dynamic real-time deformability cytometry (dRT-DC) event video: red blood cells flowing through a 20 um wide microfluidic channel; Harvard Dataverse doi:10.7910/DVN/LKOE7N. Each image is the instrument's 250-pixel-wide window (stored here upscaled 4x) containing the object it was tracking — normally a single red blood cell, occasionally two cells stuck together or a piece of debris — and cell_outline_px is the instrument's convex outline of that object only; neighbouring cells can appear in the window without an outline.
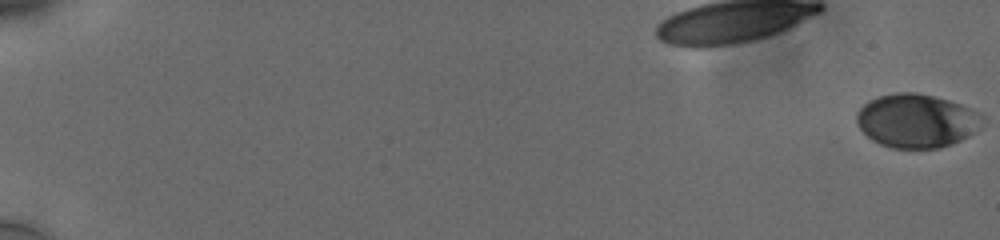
{"species": "human", "species_latin": "Homo sapiens", "temperature_condition": "cold", "stored_images_in_passage": 65, "camera_frame_rate_fps": 3000, "um_per_image_px": 0.085, "donor": {"sex": "male"}, "frame": {"image": 1, "passage_image": 1, "time_ms": 0.0, "image_size_px": [1000, 240], "cell_outline_px": [[976, 112], [972, 132], [968, 136], [952, 144], [940, 148], [892, 148], [880, 144], [872, 140], [860, 128], [856, 120], [856, 112], [868, 100], [876, 96], [896, 92], [916, 92], [948, 100], [960, 104]], "centroid_in_image_um": [77.75, 10.26], "position_along_channel_um": 7.3, "area_um2": 38.38}}
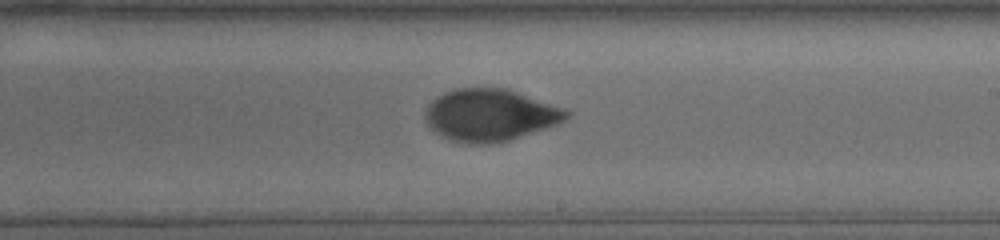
{"frame": {"image": 2, "passage_image": 48, "time_ms": 12.333, "image_size_px": [1000, 240], "cell_outline_px": [[572, 112], [564, 120], [556, 124], [508, 140], [488, 144], [468, 144], [452, 140], [436, 132], [428, 124], [424, 116], [424, 112], [428, 104], [436, 96], [444, 92], [456, 88], [508, 88], [568, 108]], "centroid_in_image_um": [41.68, 9.75], "position_along_channel_um": 247.3, "area_um2": 43.0}}
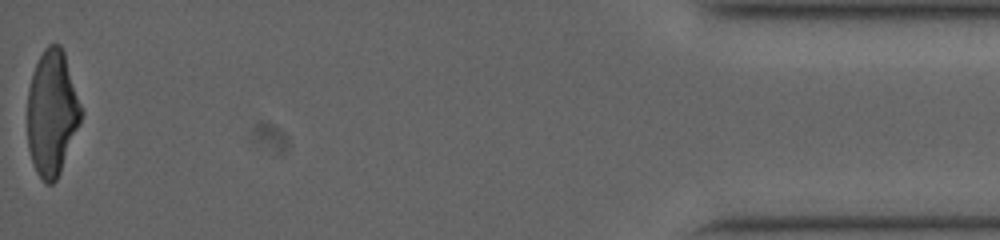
{"frame": {"image": 3, "passage_image": 64, "time_ms": 17.667, "image_size_px": [1000, 240], "cell_outline_px": [[80, 124], [60, 172], [56, 180], [52, 184], [44, 184], [36, 172], [32, 164], [28, 148], [28, 88], [32, 72], [44, 48], [48, 44], [60, 44], [64, 52], [80, 104]], "centroid_in_image_um": [4.39, 9.63], "position_along_channel_um": 430.8, "area_um2": 38.96}, "authors_computed_cell_mechanics": {"area_um2": 40.1132, "velocity_mm_per_s": 3.7458, "shape_relaxation_time_tau1_ms": 5.305, "shape_relaxation_time_tau2_ms": 1.1713, "deformation_change_tau1": 0.1743, "deformation_change_tau2": 0.0433}}